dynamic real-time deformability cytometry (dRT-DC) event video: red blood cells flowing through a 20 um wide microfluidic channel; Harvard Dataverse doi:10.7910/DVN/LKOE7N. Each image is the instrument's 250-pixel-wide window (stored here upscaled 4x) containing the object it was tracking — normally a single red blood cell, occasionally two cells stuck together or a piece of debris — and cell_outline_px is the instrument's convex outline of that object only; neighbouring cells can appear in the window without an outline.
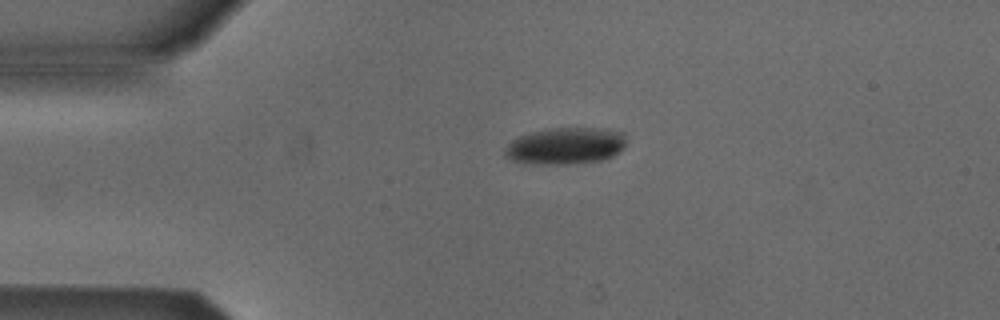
{"species": "Egyptian fruit bat (a non-hibernating species)", "species_latin": "Rousettus aegyptiacus", "temperature_condition": "cold", "stored_images_in_passage": 3, "camera_frame_rate_fps": 3000, "um_per_image_px": 0.085, "animal": {"sex": "male"}, "frame": {"image": 1, "passage_image": 2, "time_ms": 1.333, "image_size_px": [1000, 320], "cell_outline_px": [[624, 148], [620, 152], [608, 160], [576, 164], [524, 164], [512, 160], [504, 156], [504, 152], [508, 144], [512, 140], [520, 136], [532, 132], [556, 128], [604, 128], [624, 132]], "centroid_in_image_um": [48.1, 12.43], "position_along_channel_um": 36.9, "area_um2": 26.41}}